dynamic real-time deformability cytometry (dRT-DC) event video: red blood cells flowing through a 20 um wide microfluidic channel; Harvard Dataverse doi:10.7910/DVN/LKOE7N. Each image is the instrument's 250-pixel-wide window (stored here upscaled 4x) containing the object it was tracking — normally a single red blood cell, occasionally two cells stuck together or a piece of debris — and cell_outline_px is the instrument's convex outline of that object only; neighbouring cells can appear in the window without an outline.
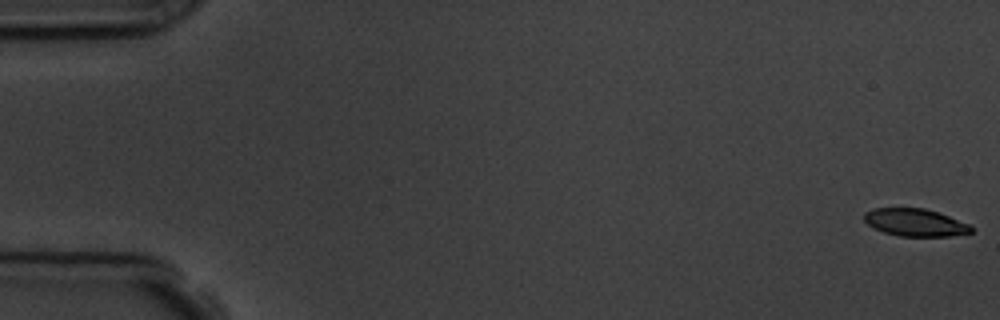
{"species": "common noctule bat (a hibernating species)", "species_latin": "Nyctalus noctula", "temperature_condition": "room temperature", "stored_images_in_passage": 3, "segment_of_instrument_passage": [2, 2], "camera_frame_rate_fps": 3000, "um_per_image_px": 0.085, "animal": {"sex": "male", "body_mass_g": 19.5, "forearm_length_mm": 54.6}, "frame": {"image": 1, "passage_image": 3, "time_ms": 3.0, "image_size_px": [1000, 320], "cell_outline_px": [[972, 232], [948, 236], [900, 236], [884, 232], [868, 224], [864, 220], [864, 212], [872, 208], [924, 208], [948, 216], [968, 224], [972, 228]], "centroid_in_image_um": [77.75, 18.9], "position_along_channel_um": 7.3, "area_um2": 16.88}}